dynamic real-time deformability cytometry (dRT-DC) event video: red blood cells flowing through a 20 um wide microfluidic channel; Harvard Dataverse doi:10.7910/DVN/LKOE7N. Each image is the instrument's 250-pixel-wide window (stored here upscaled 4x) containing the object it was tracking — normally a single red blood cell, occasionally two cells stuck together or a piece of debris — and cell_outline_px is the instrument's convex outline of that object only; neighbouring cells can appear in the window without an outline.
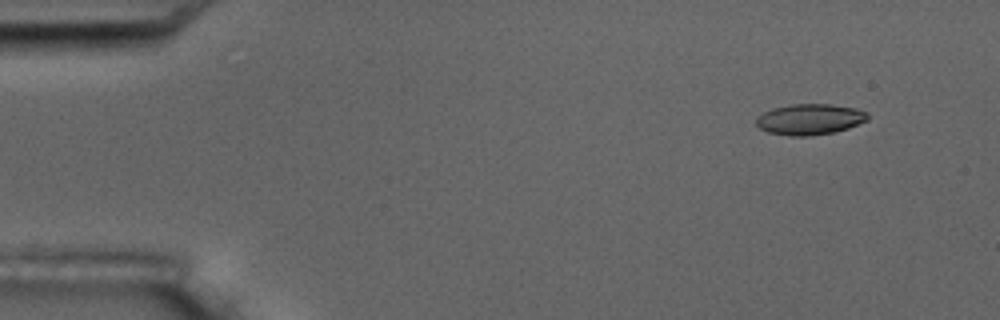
{"species": "common noctule bat (a hibernating species)", "species_latin": "Nyctalus noctula", "temperature_condition": "room temperature", "stored_images_in_passage": 6, "camera_frame_rate_fps": 3000, "um_per_image_px": 0.085, "animal": {"sex": "male", "body_mass_g": 17.5, "forearm_length_mm": 52.3}, "frame": {"image": 1, "passage_image": 1, "time_ms": 0.0, "image_size_px": [1000, 320], "cell_outline_px": [[868, 120], [848, 128], [832, 132], [808, 136], [788, 136], [768, 132], [760, 128], [756, 124], [756, 116], [772, 108], [792, 104], [832, 104], [856, 108], [868, 112]], "centroid_in_image_um": [68.82, 10.13], "position_along_channel_um": 16.2, "area_um2": 20.11}}
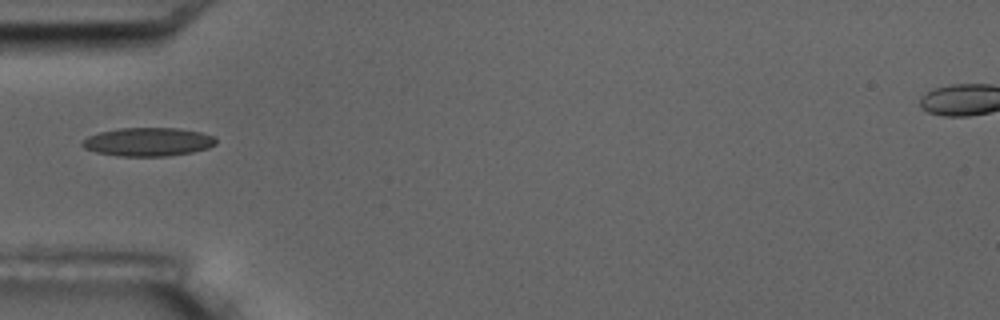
{"frame": {"image": 2, "passage_image": 4, "time_ms": 4.333, "image_size_px": [1000, 320], "cell_outline_px": [[216, 144], [208, 148], [192, 152], [164, 156], [120, 156], [96, 152], [84, 148], [80, 144], [88, 136], [100, 132], [120, 128], [180, 128], [200, 132], [216, 136]], "centroid_in_image_um": [12.61, 12.05], "position_along_channel_um": 72.4, "area_um2": 22.2}}